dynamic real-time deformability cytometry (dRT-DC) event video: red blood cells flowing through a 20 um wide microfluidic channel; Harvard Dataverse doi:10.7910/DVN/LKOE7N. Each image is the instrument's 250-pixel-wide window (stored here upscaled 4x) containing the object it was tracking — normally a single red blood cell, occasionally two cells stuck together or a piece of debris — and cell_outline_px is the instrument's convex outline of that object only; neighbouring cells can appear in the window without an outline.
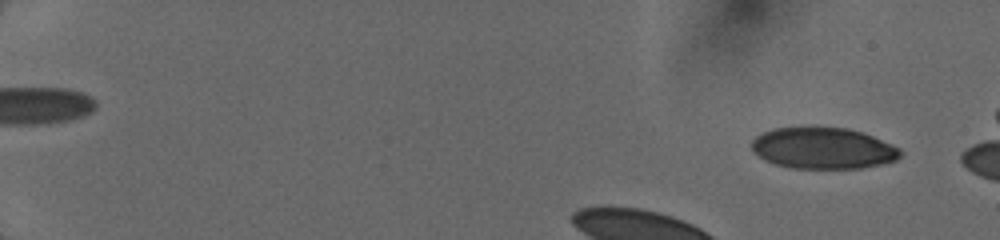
{"species": "human", "species_latin": "Homo sapiens", "temperature_condition": "cold", "stored_images_in_passage": 26, "camera_frame_rate_fps": 3000, "um_per_image_px": 0.085, "donor": {"sex": "female"}, "frame": {"image": 1, "passage_image": 2, "time_ms": 0.333, "image_size_px": [1000, 240], "cell_outline_px": [[904, 152], [896, 160], [880, 164], [860, 168], [792, 168], [776, 164], [764, 160], [752, 148], [752, 140], [756, 136], [772, 128], [800, 124], [812, 124], [848, 128], [872, 136], [892, 144], [900, 148]], "centroid_in_image_um": [69.94, 12.54], "position_along_channel_um": 15.1, "area_um2": 36.7}}
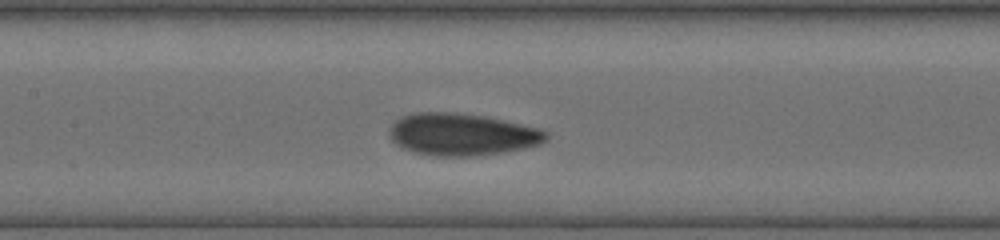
{"frame": {"image": 2, "passage_image": 18, "time_ms": 6.333, "image_size_px": [1000, 240], "cell_outline_px": [[548, 140], [540, 144], [524, 148], [500, 152], [472, 156], [436, 156], [416, 152], [404, 148], [396, 144], [388, 136], [388, 128], [400, 116], [412, 112], [448, 112], [484, 116], [536, 128], [548, 132]], "centroid_in_image_um": [39.21, 11.42], "position_along_channel_um": 168.2, "area_um2": 38.26}}
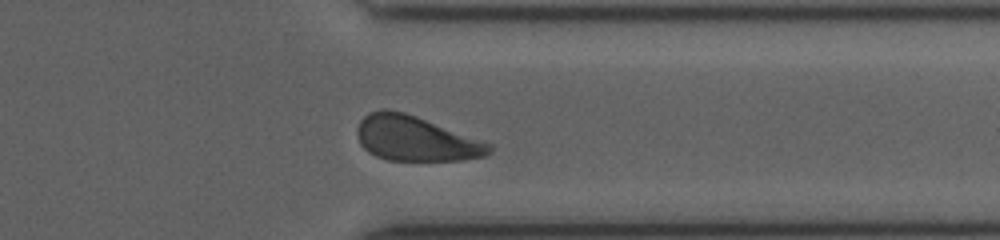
{"frame": {"image": 3, "passage_image": 24, "time_ms": 11.333, "image_size_px": [1000, 240], "cell_outline_px": [[492, 152], [484, 156], [464, 160], [388, 160], [376, 156], [368, 152], [360, 144], [356, 132], [356, 128], [360, 120], [368, 112], [384, 108], [388, 108], [404, 112], [416, 116], [492, 144]], "centroid_in_image_um": [35.29, 11.77], "position_along_channel_um": 376.1, "area_um2": 34.62}}